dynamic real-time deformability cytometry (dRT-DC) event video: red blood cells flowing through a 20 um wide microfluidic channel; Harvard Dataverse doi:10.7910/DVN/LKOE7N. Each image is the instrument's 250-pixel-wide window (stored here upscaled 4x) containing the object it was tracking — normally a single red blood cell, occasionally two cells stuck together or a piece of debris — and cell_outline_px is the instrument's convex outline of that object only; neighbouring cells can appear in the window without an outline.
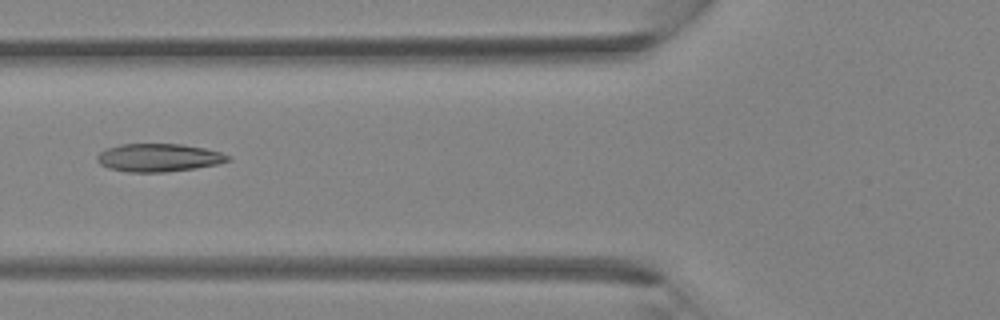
{"species": "Egyptian fruit bat (a non-hibernating species)", "species_latin": "Rousettus aegyptiacus", "temperature_condition": "room temperature", "stored_images_in_passage": 5, "camera_frame_rate_fps": 3000, "um_per_image_px": 0.085, "animal": {"sex": "female"}, "frame": {"image": 1, "passage_image": 5, "time_ms": 4.667, "image_size_px": [1000, 320], "cell_outline_px": [[232, 156], [228, 160], [216, 164], [196, 168], [164, 172], [128, 172], [108, 168], [100, 164], [96, 160], [96, 156], [100, 152], [108, 148], [120, 144], [180, 144], [204, 148], [220, 152]], "centroid_in_image_um": [13.46, 13.4], "position_along_channel_um": 112.3, "area_um2": 21.27}}